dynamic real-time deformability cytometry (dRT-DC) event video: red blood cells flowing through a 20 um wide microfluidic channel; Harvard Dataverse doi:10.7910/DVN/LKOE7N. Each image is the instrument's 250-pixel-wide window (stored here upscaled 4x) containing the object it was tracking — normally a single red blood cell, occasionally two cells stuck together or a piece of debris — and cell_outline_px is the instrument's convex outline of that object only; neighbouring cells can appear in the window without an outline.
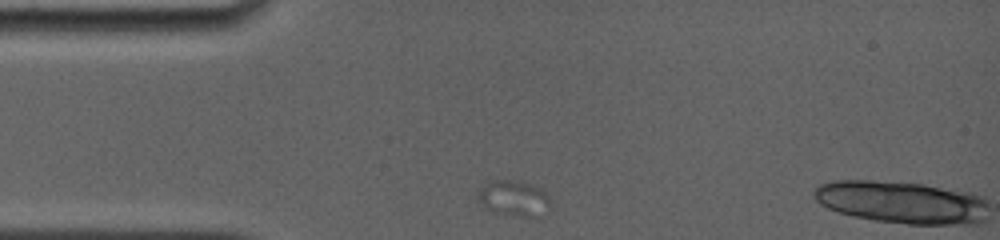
{"species": "common noctule bat (a hibernating species)", "species_latin": "Nyctalus noctula", "temperature_condition": "room temperature", "stored_images_in_passage": 35, "camera_frame_rate_fps": 4000, "um_per_image_px": 0.085, "animal": {"sex": "female", "body_mass_g": 19.0, "forearm_length_mm": 56.7}, "frame": {"image": 1, "passage_image": 1, "time_ms": 0.0, "image_size_px": [1000, 240], "cell_outline_px": [[548, 212], [532, 216], [524, 216], [492, 212], [480, 208], [476, 200], [476, 196], [488, 184], [496, 180], [504, 180], [528, 184], [544, 192], [548, 196]], "centroid_in_image_um": [43.59, 16.9], "position_along_channel_um": 41.4, "area_um2": 14.51}}
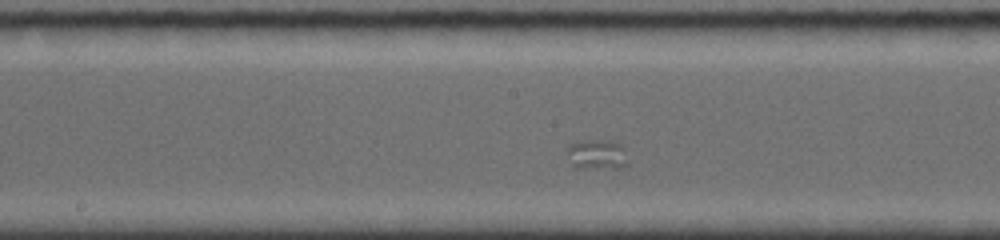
{"frame": {"image": 2, "passage_image": 13, "time_ms": 5.5, "image_size_px": [1000, 240], "cell_outline_px": [[628, 164], [624, 168], [572, 168], [568, 152], [568, 144], [584, 140], [612, 140], [620, 144], [624, 148]], "centroid_in_image_um": [50.76, 13.14], "position_along_channel_um": 197.4, "area_um2": 10.87}}
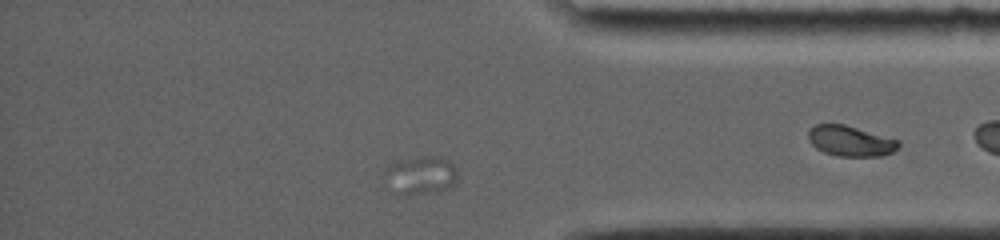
{"frame": {"image": 3, "passage_image": 29, "time_ms": 12.0, "image_size_px": [1000, 240], "cell_outline_px": [[456, 184], [440, 192], [408, 196], [400, 196], [396, 192], [388, 168], [396, 160], [424, 156], [440, 156], [448, 160], [456, 168]], "centroid_in_image_um": [35.9, 14.91], "position_along_channel_um": 399.3, "area_um2": 15.84}}